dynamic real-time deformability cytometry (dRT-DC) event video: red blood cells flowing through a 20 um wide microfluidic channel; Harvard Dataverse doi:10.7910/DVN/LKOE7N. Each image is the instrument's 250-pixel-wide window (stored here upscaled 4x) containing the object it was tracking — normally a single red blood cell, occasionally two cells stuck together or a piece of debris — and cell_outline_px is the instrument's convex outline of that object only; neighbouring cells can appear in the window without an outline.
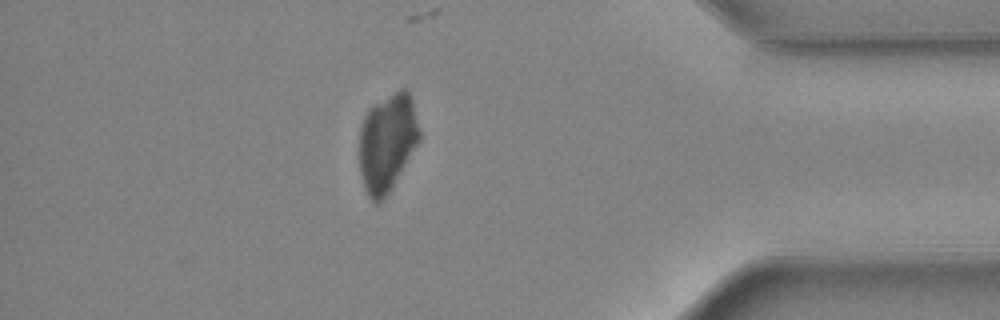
{"species": "common noctule bat (a hibernating species)", "species_latin": "Nyctalus noctula", "temperature_condition": "warm", "stored_images_in_passage": 39, "camera_frame_rate_fps": 3000, "um_per_image_px": 0.085, "animal": {"sex": "female", "body_mass_g": 24.6, "forearm_length_mm": 56.2}, "frame": {"image": 1, "passage_image": 34, "time_ms": 11.0, "image_size_px": [1000, 320], "cell_outline_px": [[420, 140], [392, 188], [380, 204], [376, 204], [368, 196], [364, 188], [360, 176], [360, 124], [368, 108], [400, 88], [404, 88], [412, 96], [420, 132]], "centroid_in_image_um": [32.91, 12.12], "position_along_channel_um": 402.3, "area_um2": 34.62}}